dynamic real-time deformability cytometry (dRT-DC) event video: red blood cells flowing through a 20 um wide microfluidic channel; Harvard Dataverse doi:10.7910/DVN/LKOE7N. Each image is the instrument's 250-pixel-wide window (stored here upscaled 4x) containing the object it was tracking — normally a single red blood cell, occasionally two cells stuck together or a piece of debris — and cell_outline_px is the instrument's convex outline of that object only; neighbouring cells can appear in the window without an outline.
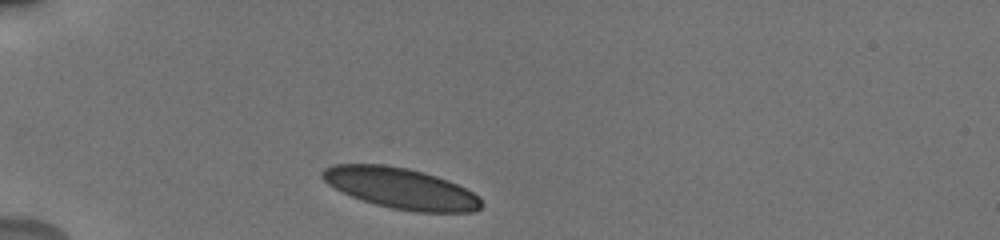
{"species": "human", "species_latin": "Homo sapiens", "temperature_condition": "cold", "stored_images_in_passage": 32, "camera_frame_rate_fps": 3000, "um_per_image_px": 0.085, "donor": {"sex": "male"}, "frame": {"image": 1, "passage_image": 1, "time_ms": 0.0, "image_size_px": [1000, 240], "cell_outline_px": [[484, 204], [480, 208], [472, 212], [416, 212], [392, 208], [376, 204], [352, 196], [328, 184], [320, 176], [320, 172], [324, 168], [332, 164], [384, 164], [408, 168], [424, 172], [448, 180], [472, 192]], "centroid_in_image_um": [34.05, 15.99], "position_along_channel_um": 50.9, "area_um2": 37.63}}
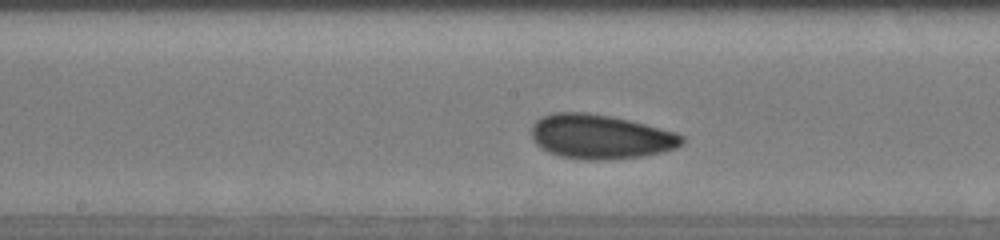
{"frame": {"image": 2, "passage_image": 13, "time_ms": 4.0, "image_size_px": [1000, 240], "cell_outline_px": [[684, 144], [676, 148], [664, 152], [644, 156], [604, 160], [584, 160], [560, 156], [548, 152], [536, 144], [532, 140], [532, 124], [540, 116], [552, 112], [584, 112], [608, 116], [628, 120], [676, 132], [684, 136]], "centroid_in_image_um": [51.03, 11.62], "position_along_channel_um": 197.2, "area_um2": 39.19}}
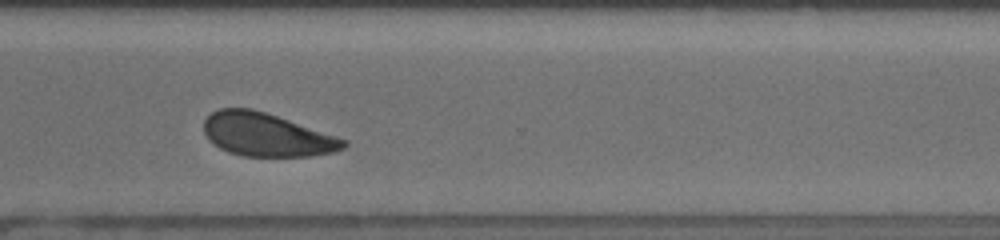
{"frame": {"image": 3, "passage_image": 25, "time_ms": 8.0, "image_size_px": [1000, 240], "cell_outline_px": [[348, 144], [344, 148], [332, 152], [312, 156], [244, 156], [228, 152], [220, 148], [208, 140], [204, 132], [204, 120], [212, 112], [220, 108], [252, 108], [348, 140]], "centroid_in_image_um": [22.64, 11.46], "position_along_channel_um": 348.0, "area_um2": 34.97}, "authors_computed_cell_mechanics": {"area_um2": 37.2521, "velocity_mm_per_s": 3.767, "shape_relaxation_time_tau1_ms": 2.1405, "shape_relaxation_time_tau2_ms": 1.7505, "deformation_change_tau1": 0.0892, "deformation_change_tau2": 0.0745}}